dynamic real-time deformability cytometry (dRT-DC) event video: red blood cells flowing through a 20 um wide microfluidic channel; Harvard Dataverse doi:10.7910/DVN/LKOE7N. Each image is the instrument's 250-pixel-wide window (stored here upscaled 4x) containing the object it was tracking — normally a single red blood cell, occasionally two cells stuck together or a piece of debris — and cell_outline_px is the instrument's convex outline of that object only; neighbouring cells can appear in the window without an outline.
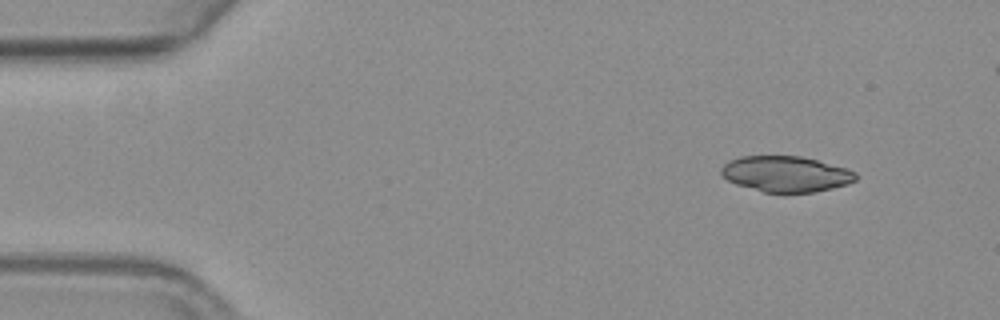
{"species": "common noctule bat (a hibernating species)", "species_latin": "Nyctalus noctula", "temperature_condition": "warm", "stored_images_in_passage": 49, "camera_frame_rate_fps": 3000, "um_per_image_px": 0.085, "animal": {"sex": "female", "body_mass_g": 19.3, "forearm_length_mm": 54.1}, "frame": {"image": 1, "passage_image": 1, "time_ms": 0.0, "image_size_px": [1000, 320], "cell_outline_px": [[856, 180], [832, 188], [816, 192], [784, 196], [764, 192], [736, 184], [728, 180], [720, 172], [720, 168], [728, 160], [740, 156], [800, 156], [816, 160], [844, 168], [856, 172]], "centroid_in_image_um": [66.75, 14.82], "position_along_channel_um": 18.2, "area_um2": 28.5}}